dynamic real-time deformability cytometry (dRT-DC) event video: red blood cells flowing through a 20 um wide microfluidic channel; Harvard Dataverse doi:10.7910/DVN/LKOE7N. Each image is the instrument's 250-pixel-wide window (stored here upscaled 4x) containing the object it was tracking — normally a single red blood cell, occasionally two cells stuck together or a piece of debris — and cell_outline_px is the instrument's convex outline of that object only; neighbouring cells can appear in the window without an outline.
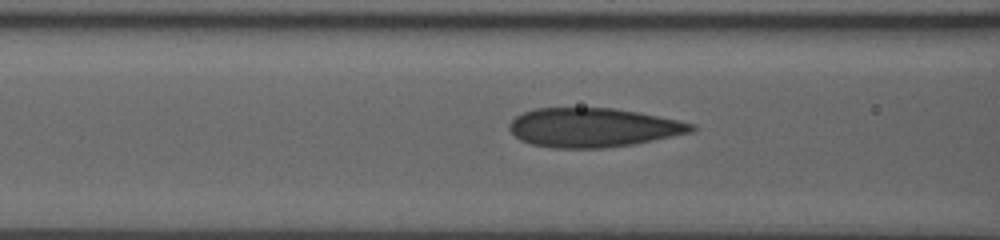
{"species": "human", "species_latin": "Homo sapiens", "temperature_condition": "room temperature", "stored_images_in_passage": 20, "segment_of_instrument_passage": [1, 2], "camera_frame_rate_fps": 3000, "um_per_image_px": 0.085, "donor": {"sex": "male"}, "frame": {"image": 1, "passage_image": 16, "time_ms": 6.667, "image_size_px": [1000, 240], "cell_outline_px": [[696, 128], [692, 132], [632, 144], [604, 148], [552, 148], [532, 144], [520, 140], [508, 128], [508, 124], [516, 116], [524, 112], [536, 108], [612, 108], [636, 112], [696, 124]], "centroid_in_image_um": [50.38, 10.84], "position_along_channel_um": 116.2, "area_um2": 41.15}}
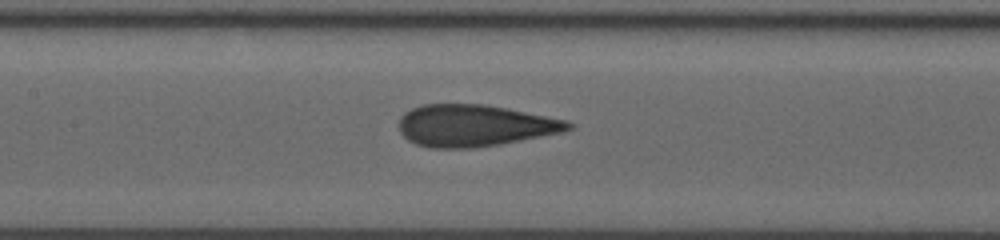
{"frame": {"image": 2, "passage_image": 18, "time_ms": 8.0, "image_size_px": [1000, 240], "cell_outline_px": [[572, 128], [564, 132], [500, 144], [472, 148], [428, 148], [416, 144], [408, 140], [400, 132], [400, 116], [404, 112], [412, 108], [424, 104], [484, 104], [568, 120], [572, 124]], "centroid_in_image_um": [40.33, 10.68], "position_along_channel_um": 167.1, "area_um2": 41.21}}